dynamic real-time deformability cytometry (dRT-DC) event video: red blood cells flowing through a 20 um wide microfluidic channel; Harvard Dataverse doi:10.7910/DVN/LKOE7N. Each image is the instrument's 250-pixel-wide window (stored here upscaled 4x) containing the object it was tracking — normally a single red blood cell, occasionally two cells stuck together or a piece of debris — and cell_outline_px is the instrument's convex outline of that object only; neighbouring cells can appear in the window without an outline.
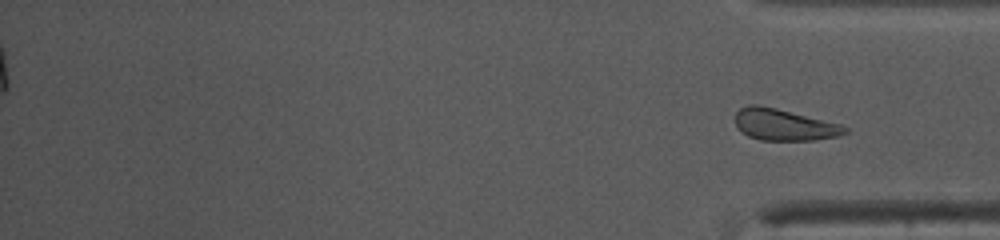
{"species": "common noctule bat (a hibernating species)", "species_latin": "Nyctalus noctula", "temperature_condition": "warm", "stored_images_in_passage": 50, "segment_of_instrument_passage": [2, 2], "camera_frame_rate_fps": 3000, "um_per_image_px": 0.085, "animal": {"sex": "female", "body_mass_g": 10.0, "forearm_length_mm": 53.1}, "frame": {"image": 1, "passage_image": 50, "time_ms": 16.333, "image_size_px": [1000, 240], "cell_outline_px": [[848, 132], [840, 136], [816, 140], [760, 140], [748, 136], [740, 132], [736, 124], [736, 112], [740, 108], [748, 104], [760, 104], [840, 124], [848, 128]], "centroid_in_image_um": [66.63, 10.6], "position_along_channel_um": 368.6, "area_um2": 20.23}}